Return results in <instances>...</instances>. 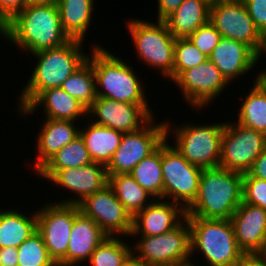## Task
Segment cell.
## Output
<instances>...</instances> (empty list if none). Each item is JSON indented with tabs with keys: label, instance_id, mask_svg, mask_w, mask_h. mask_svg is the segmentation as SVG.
Returning a JSON list of instances; mask_svg holds the SVG:
<instances>
[{
	"label": "cell",
	"instance_id": "obj_1",
	"mask_svg": "<svg viewBox=\"0 0 266 266\" xmlns=\"http://www.w3.org/2000/svg\"><path fill=\"white\" fill-rule=\"evenodd\" d=\"M4 39L32 54L70 40L62 29L56 3L28 4L5 24Z\"/></svg>",
	"mask_w": 266,
	"mask_h": 266
},
{
	"label": "cell",
	"instance_id": "obj_2",
	"mask_svg": "<svg viewBox=\"0 0 266 266\" xmlns=\"http://www.w3.org/2000/svg\"><path fill=\"white\" fill-rule=\"evenodd\" d=\"M243 174L222 167L203 169L198 194L186 217L230 219L242 203Z\"/></svg>",
	"mask_w": 266,
	"mask_h": 266
},
{
	"label": "cell",
	"instance_id": "obj_3",
	"mask_svg": "<svg viewBox=\"0 0 266 266\" xmlns=\"http://www.w3.org/2000/svg\"><path fill=\"white\" fill-rule=\"evenodd\" d=\"M83 43L70 39L62 46L32 54L37 64L18 97V110L25 109L44 90L61 87L87 61V53L82 52Z\"/></svg>",
	"mask_w": 266,
	"mask_h": 266
},
{
	"label": "cell",
	"instance_id": "obj_4",
	"mask_svg": "<svg viewBox=\"0 0 266 266\" xmlns=\"http://www.w3.org/2000/svg\"><path fill=\"white\" fill-rule=\"evenodd\" d=\"M94 45L87 60L95 73L96 96L118 102L149 105L143 83L133 67L106 48Z\"/></svg>",
	"mask_w": 266,
	"mask_h": 266
},
{
	"label": "cell",
	"instance_id": "obj_5",
	"mask_svg": "<svg viewBox=\"0 0 266 266\" xmlns=\"http://www.w3.org/2000/svg\"><path fill=\"white\" fill-rule=\"evenodd\" d=\"M186 218L190 226L191 257L200 252L208 266H236L245 257L238 248L230 219Z\"/></svg>",
	"mask_w": 266,
	"mask_h": 266
},
{
	"label": "cell",
	"instance_id": "obj_6",
	"mask_svg": "<svg viewBox=\"0 0 266 266\" xmlns=\"http://www.w3.org/2000/svg\"><path fill=\"white\" fill-rule=\"evenodd\" d=\"M168 121V122H167ZM166 119V138L175 137L174 148L191 164L202 169L219 167L221 140L225 122L214 124L182 123L175 127ZM172 127V128H171ZM174 128V129H173Z\"/></svg>",
	"mask_w": 266,
	"mask_h": 266
},
{
	"label": "cell",
	"instance_id": "obj_7",
	"mask_svg": "<svg viewBox=\"0 0 266 266\" xmlns=\"http://www.w3.org/2000/svg\"><path fill=\"white\" fill-rule=\"evenodd\" d=\"M137 239L133 243L132 255L142 266H178L192 261L187 218L162 235L138 236Z\"/></svg>",
	"mask_w": 266,
	"mask_h": 266
},
{
	"label": "cell",
	"instance_id": "obj_8",
	"mask_svg": "<svg viewBox=\"0 0 266 266\" xmlns=\"http://www.w3.org/2000/svg\"><path fill=\"white\" fill-rule=\"evenodd\" d=\"M126 24L140 60L153 69H159L168 78L173 73L176 38L168 30L166 23L129 19Z\"/></svg>",
	"mask_w": 266,
	"mask_h": 266
},
{
	"label": "cell",
	"instance_id": "obj_9",
	"mask_svg": "<svg viewBox=\"0 0 266 266\" xmlns=\"http://www.w3.org/2000/svg\"><path fill=\"white\" fill-rule=\"evenodd\" d=\"M168 139L162 143L163 200L168 198L186 210L198 194L203 169L189 163Z\"/></svg>",
	"mask_w": 266,
	"mask_h": 266
},
{
	"label": "cell",
	"instance_id": "obj_10",
	"mask_svg": "<svg viewBox=\"0 0 266 266\" xmlns=\"http://www.w3.org/2000/svg\"><path fill=\"white\" fill-rule=\"evenodd\" d=\"M209 21L222 37L245 43L259 56L266 52V39L256 29L243 0L212 3Z\"/></svg>",
	"mask_w": 266,
	"mask_h": 266
},
{
	"label": "cell",
	"instance_id": "obj_11",
	"mask_svg": "<svg viewBox=\"0 0 266 266\" xmlns=\"http://www.w3.org/2000/svg\"><path fill=\"white\" fill-rule=\"evenodd\" d=\"M266 149V135L236 121L225 122L219 166L227 170L247 173L254 160Z\"/></svg>",
	"mask_w": 266,
	"mask_h": 266
},
{
	"label": "cell",
	"instance_id": "obj_12",
	"mask_svg": "<svg viewBox=\"0 0 266 266\" xmlns=\"http://www.w3.org/2000/svg\"><path fill=\"white\" fill-rule=\"evenodd\" d=\"M154 118L140 130L123 134L119 147L106 167L108 175L129 174L165 141V120L156 124Z\"/></svg>",
	"mask_w": 266,
	"mask_h": 266
},
{
	"label": "cell",
	"instance_id": "obj_13",
	"mask_svg": "<svg viewBox=\"0 0 266 266\" xmlns=\"http://www.w3.org/2000/svg\"><path fill=\"white\" fill-rule=\"evenodd\" d=\"M37 231L49 256L58 266H67V248L75 219V205L48 203L36 211Z\"/></svg>",
	"mask_w": 266,
	"mask_h": 266
},
{
	"label": "cell",
	"instance_id": "obj_14",
	"mask_svg": "<svg viewBox=\"0 0 266 266\" xmlns=\"http://www.w3.org/2000/svg\"><path fill=\"white\" fill-rule=\"evenodd\" d=\"M173 82L180 88L186 103L197 111L210 105L229 85L209 59L183 71Z\"/></svg>",
	"mask_w": 266,
	"mask_h": 266
},
{
	"label": "cell",
	"instance_id": "obj_15",
	"mask_svg": "<svg viewBox=\"0 0 266 266\" xmlns=\"http://www.w3.org/2000/svg\"><path fill=\"white\" fill-rule=\"evenodd\" d=\"M79 210L90 217L109 237L128 235L132 231V217L107 185L78 204Z\"/></svg>",
	"mask_w": 266,
	"mask_h": 266
},
{
	"label": "cell",
	"instance_id": "obj_16",
	"mask_svg": "<svg viewBox=\"0 0 266 266\" xmlns=\"http://www.w3.org/2000/svg\"><path fill=\"white\" fill-rule=\"evenodd\" d=\"M152 111L149 105L118 102L97 96L87 109V117H94L91 119L94 124L131 133L140 130L154 117Z\"/></svg>",
	"mask_w": 266,
	"mask_h": 266
},
{
	"label": "cell",
	"instance_id": "obj_17",
	"mask_svg": "<svg viewBox=\"0 0 266 266\" xmlns=\"http://www.w3.org/2000/svg\"><path fill=\"white\" fill-rule=\"evenodd\" d=\"M48 181L54 183L56 187L61 186L63 190L65 188L75 193L74 195L77 194L75 197L70 196L57 203L78 205L85 198L108 185V174L106 166L92 162L83 167L57 170Z\"/></svg>",
	"mask_w": 266,
	"mask_h": 266
},
{
	"label": "cell",
	"instance_id": "obj_18",
	"mask_svg": "<svg viewBox=\"0 0 266 266\" xmlns=\"http://www.w3.org/2000/svg\"><path fill=\"white\" fill-rule=\"evenodd\" d=\"M186 218V210L169 200H153L132 218L130 236H157L171 231Z\"/></svg>",
	"mask_w": 266,
	"mask_h": 266
},
{
	"label": "cell",
	"instance_id": "obj_19",
	"mask_svg": "<svg viewBox=\"0 0 266 266\" xmlns=\"http://www.w3.org/2000/svg\"><path fill=\"white\" fill-rule=\"evenodd\" d=\"M238 248L247 255H258L266 240V210L241 203L230 218Z\"/></svg>",
	"mask_w": 266,
	"mask_h": 266
},
{
	"label": "cell",
	"instance_id": "obj_20",
	"mask_svg": "<svg viewBox=\"0 0 266 266\" xmlns=\"http://www.w3.org/2000/svg\"><path fill=\"white\" fill-rule=\"evenodd\" d=\"M208 59L230 84L256 67L255 64L261 60V56L245 43L221 37Z\"/></svg>",
	"mask_w": 266,
	"mask_h": 266
},
{
	"label": "cell",
	"instance_id": "obj_21",
	"mask_svg": "<svg viewBox=\"0 0 266 266\" xmlns=\"http://www.w3.org/2000/svg\"><path fill=\"white\" fill-rule=\"evenodd\" d=\"M108 235L88 216H85L78 205H75V219L67 248V266L87 261L95 249Z\"/></svg>",
	"mask_w": 266,
	"mask_h": 266
},
{
	"label": "cell",
	"instance_id": "obj_22",
	"mask_svg": "<svg viewBox=\"0 0 266 266\" xmlns=\"http://www.w3.org/2000/svg\"><path fill=\"white\" fill-rule=\"evenodd\" d=\"M40 106L44 109L45 118L75 122L80 118H88L87 108L61 87L44 90L25 109L17 111L24 116H30Z\"/></svg>",
	"mask_w": 266,
	"mask_h": 266
},
{
	"label": "cell",
	"instance_id": "obj_23",
	"mask_svg": "<svg viewBox=\"0 0 266 266\" xmlns=\"http://www.w3.org/2000/svg\"><path fill=\"white\" fill-rule=\"evenodd\" d=\"M41 127L36 140V150L38 155L33 162V170H35V172H37L62 147L73 141L79 135L80 129L78 126L76 128L75 121L54 120L49 118H45Z\"/></svg>",
	"mask_w": 266,
	"mask_h": 266
},
{
	"label": "cell",
	"instance_id": "obj_24",
	"mask_svg": "<svg viewBox=\"0 0 266 266\" xmlns=\"http://www.w3.org/2000/svg\"><path fill=\"white\" fill-rule=\"evenodd\" d=\"M210 6L207 0H184L164 22L175 38H188L209 22Z\"/></svg>",
	"mask_w": 266,
	"mask_h": 266
},
{
	"label": "cell",
	"instance_id": "obj_25",
	"mask_svg": "<svg viewBox=\"0 0 266 266\" xmlns=\"http://www.w3.org/2000/svg\"><path fill=\"white\" fill-rule=\"evenodd\" d=\"M86 126H79L89 156L93 162L108 166L120 145L124 133L110 127L100 126L90 121Z\"/></svg>",
	"mask_w": 266,
	"mask_h": 266
},
{
	"label": "cell",
	"instance_id": "obj_26",
	"mask_svg": "<svg viewBox=\"0 0 266 266\" xmlns=\"http://www.w3.org/2000/svg\"><path fill=\"white\" fill-rule=\"evenodd\" d=\"M56 4L64 33L70 39L85 40L93 18L94 0H57Z\"/></svg>",
	"mask_w": 266,
	"mask_h": 266
},
{
	"label": "cell",
	"instance_id": "obj_27",
	"mask_svg": "<svg viewBox=\"0 0 266 266\" xmlns=\"http://www.w3.org/2000/svg\"><path fill=\"white\" fill-rule=\"evenodd\" d=\"M6 210H0V248H18L37 231L36 211L28 217L20 210Z\"/></svg>",
	"mask_w": 266,
	"mask_h": 266
},
{
	"label": "cell",
	"instance_id": "obj_28",
	"mask_svg": "<svg viewBox=\"0 0 266 266\" xmlns=\"http://www.w3.org/2000/svg\"><path fill=\"white\" fill-rule=\"evenodd\" d=\"M88 149L80 134L69 144L62 147L35 174L39 178L49 179L57 170L83 167L91 164Z\"/></svg>",
	"mask_w": 266,
	"mask_h": 266
},
{
	"label": "cell",
	"instance_id": "obj_29",
	"mask_svg": "<svg viewBox=\"0 0 266 266\" xmlns=\"http://www.w3.org/2000/svg\"><path fill=\"white\" fill-rule=\"evenodd\" d=\"M108 185L132 218L154 200L130 174L108 175Z\"/></svg>",
	"mask_w": 266,
	"mask_h": 266
},
{
	"label": "cell",
	"instance_id": "obj_30",
	"mask_svg": "<svg viewBox=\"0 0 266 266\" xmlns=\"http://www.w3.org/2000/svg\"><path fill=\"white\" fill-rule=\"evenodd\" d=\"M162 144L129 173L153 198L163 199Z\"/></svg>",
	"mask_w": 266,
	"mask_h": 266
},
{
	"label": "cell",
	"instance_id": "obj_31",
	"mask_svg": "<svg viewBox=\"0 0 266 266\" xmlns=\"http://www.w3.org/2000/svg\"><path fill=\"white\" fill-rule=\"evenodd\" d=\"M242 101L237 123L266 135V91L253 82V88Z\"/></svg>",
	"mask_w": 266,
	"mask_h": 266
},
{
	"label": "cell",
	"instance_id": "obj_32",
	"mask_svg": "<svg viewBox=\"0 0 266 266\" xmlns=\"http://www.w3.org/2000/svg\"><path fill=\"white\" fill-rule=\"evenodd\" d=\"M61 88L88 109L97 97L92 64L87 60L62 83Z\"/></svg>",
	"mask_w": 266,
	"mask_h": 266
},
{
	"label": "cell",
	"instance_id": "obj_33",
	"mask_svg": "<svg viewBox=\"0 0 266 266\" xmlns=\"http://www.w3.org/2000/svg\"><path fill=\"white\" fill-rule=\"evenodd\" d=\"M107 237L88 259L90 266H125L133 259L132 247L124 238Z\"/></svg>",
	"mask_w": 266,
	"mask_h": 266
},
{
	"label": "cell",
	"instance_id": "obj_34",
	"mask_svg": "<svg viewBox=\"0 0 266 266\" xmlns=\"http://www.w3.org/2000/svg\"><path fill=\"white\" fill-rule=\"evenodd\" d=\"M18 266H58L49 256L42 235L36 231L18 248Z\"/></svg>",
	"mask_w": 266,
	"mask_h": 266
},
{
	"label": "cell",
	"instance_id": "obj_35",
	"mask_svg": "<svg viewBox=\"0 0 266 266\" xmlns=\"http://www.w3.org/2000/svg\"><path fill=\"white\" fill-rule=\"evenodd\" d=\"M207 59L208 57H206L189 38H176L173 73L168 79H171V82H173L183 71L199 65Z\"/></svg>",
	"mask_w": 266,
	"mask_h": 266
},
{
	"label": "cell",
	"instance_id": "obj_36",
	"mask_svg": "<svg viewBox=\"0 0 266 266\" xmlns=\"http://www.w3.org/2000/svg\"><path fill=\"white\" fill-rule=\"evenodd\" d=\"M242 202L266 210V181L244 173Z\"/></svg>",
	"mask_w": 266,
	"mask_h": 266
},
{
	"label": "cell",
	"instance_id": "obj_37",
	"mask_svg": "<svg viewBox=\"0 0 266 266\" xmlns=\"http://www.w3.org/2000/svg\"><path fill=\"white\" fill-rule=\"evenodd\" d=\"M221 37V34L209 21L200 26L188 38L206 57H209Z\"/></svg>",
	"mask_w": 266,
	"mask_h": 266
},
{
	"label": "cell",
	"instance_id": "obj_38",
	"mask_svg": "<svg viewBox=\"0 0 266 266\" xmlns=\"http://www.w3.org/2000/svg\"><path fill=\"white\" fill-rule=\"evenodd\" d=\"M256 29L266 39V0H243Z\"/></svg>",
	"mask_w": 266,
	"mask_h": 266
},
{
	"label": "cell",
	"instance_id": "obj_39",
	"mask_svg": "<svg viewBox=\"0 0 266 266\" xmlns=\"http://www.w3.org/2000/svg\"><path fill=\"white\" fill-rule=\"evenodd\" d=\"M28 5V0H0V20L5 25L15 14Z\"/></svg>",
	"mask_w": 266,
	"mask_h": 266
},
{
	"label": "cell",
	"instance_id": "obj_40",
	"mask_svg": "<svg viewBox=\"0 0 266 266\" xmlns=\"http://www.w3.org/2000/svg\"><path fill=\"white\" fill-rule=\"evenodd\" d=\"M184 0H158V21H164L171 15Z\"/></svg>",
	"mask_w": 266,
	"mask_h": 266
},
{
	"label": "cell",
	"instance_id": "obj_41",
	"mask_svg": "<svg viewBox=\"0 0 266 266\" xmlns=\"http://www.w3.org/2000/svg\"><path fill=\"white\" fill-rule=\"evenodd\" d=\"M247 173L251 177L266 181V149L254 160L251 169Z\"/></svg>",
	"mask_w": 266,
	"mask_h": 266
},
{
	"label": "cell",
	"instance_id": "obj_42",
	"mask_svg": "<svg viewBox=\"0 0 266 266\" xmlns=\"http://www.w3.org/2000/svg\"><path fill=\"white\" fill-rule=\"evenodd\" d=\"M1 266H18V250L15 247L0 248Z\"/></svg>",
	"mask_w": 266,
	"mask_h": 266
},
{
	"label": "cell",
	"instance_id": "obj_43",
	"mask_svg": "<svg viewBox=\"0 0 266 266\" xmlns=\"http://www.w3.org/2000/svg\"><path fill=\"white\" fill-rule=\"evenodd\" d=\"M236 266H266V262L258 255H247Z\"/></svg>",
	"mask_w": 266,
	"mask_h": 266
},
{
	"label": "cell",
	"instance_id": "obj_44",
	"mask_svg": "<svg viewBox=\"0 0 266 266\" xmlns=\"http://www.w3.org/2000/svg\"><path fill=\"white\" fill-rule=\"evenodd\" d=\"M257 76H255V81L258 85H260L265 91H266V68L263 71H260L259 73H256Z\"/></svg>",
	"mask_w": 266,
	"mask_h": 266
},
{
	"label": "cell",
	"instance_id": "obj_45",
	"mask_svg": "<svg viewBox=\"0 0 266 266\" xmlns=\"http://www.w3.org/2000/svg\"><path fill=\"white\" fill-rule=\"evenodd\" d=\"M57 3V0H28V4H53Z\"/></svg>",
	"mask_w": 266,
	"mask_h": 266
},
{
	"label": "cell",
	"instance_id": "obj_46",
	"mask_svg": "<svg viewBox=\"0 0 266 266\" xmlns=\"http://www.w3.org/2000/svg\"><path fill=\"white\" fill-rule=\"evenodd\" d=\"M258 256L264 260L266 262V240H265V243H264V247L263 249L260 251V253L258 254Z\"/></svg>",
	"mask_w": 266,
	"mask_h": 266
},
{
	"label": "cell",
	"instance_id": "obj_47",
	"mask_svg": "<svg viewBox=\"0 0 266 266\" xmlns=\"http://www.w3.org/2000/svg\"><path fill=\"white\" fill-rule=\"evenodd\" d=\"M125 266H142L140 263L136 262L134 259H132L128 264Z\"/></svg>",
	"mask_w": 266,
	"mask_h": 266
},
{
	"label": "cell",
	"instance_id": "obj_48",
	"mask_svg": "<svg viewBox=\"0 0 266 266\" xmlns=\"http://www.w3.org/2000/svg\"><path fill=\"white\" fill-rule=\"evenodd\" d=\"M4 31H5V25L3 22L0 20V35L4 38Z\"/></svg>",
	"mask_w": 266,
	"mask_h": 266
},
{
	"label": "cell",
	"instance_id": "obj_49",
	"mask_svg": "<svg viewBox=\"0 0 266 266\" xmlns=\"http://www.w3.org/2000/svg\"><path fill=\"white\" fill-rule=\"evenodd\" d=\"M194 260L187 263V264H183V265H178V266H195V264H193Z\"/></svg>",
	"mask_w": 266,
	"mask_h": 266
},
{
	"label": "cell",
	"instance_id": "obj_50",
	"mask_svg": "<svg viewBox=\"0 0 266 266\" xmlns=\"http://www.w3.org/2000/svg\"><path fill=\"white\" fill-rule=\"evenodd\" d=\"M210 4L214 3V2H218L220 0H207Z\"/></svg>",
	"mask_w": 266,
	"mask_h": 266
}]
</instances>
